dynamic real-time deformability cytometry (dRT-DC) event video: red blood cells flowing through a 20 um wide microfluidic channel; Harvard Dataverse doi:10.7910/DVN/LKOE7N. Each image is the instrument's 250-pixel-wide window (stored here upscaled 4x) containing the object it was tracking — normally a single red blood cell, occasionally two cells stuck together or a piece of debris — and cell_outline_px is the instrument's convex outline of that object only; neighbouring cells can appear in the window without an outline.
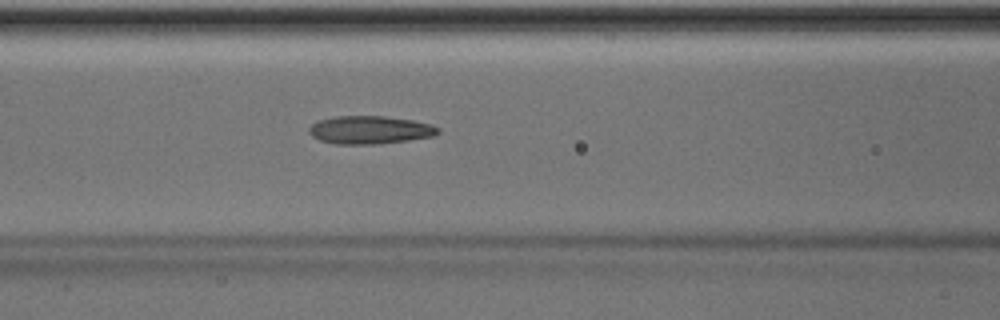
{"species": "Egyptian fruit bat (a non-hibernating species)", "species_latin": "Rousettus aegyptiacus", "temperature_condition": "room temperature", "stored_images_in_passage": 35, "camera_frame_rate_fps": 3000, "um_per_image_px": 0.085, "animal": {"sex": "male"}, "frame": {"image": 1, "passage_image": 6, "time_ms": 1.667, "image_size_px": [1000, 320], "cell_outline_px": [[440, 132], [432, 136], [408, 140], [380, 144], [336, 144], [320, 140], [312, 136], [308, 132], [308, 128], [316, 120], [336, 116], [384, 116], [412, 120], [432, 124], [440, 128]], "centroid_in_image_um": [31.42, 11.04], "position_along_channel_um": 135.2, "area_um2": 21.21}}
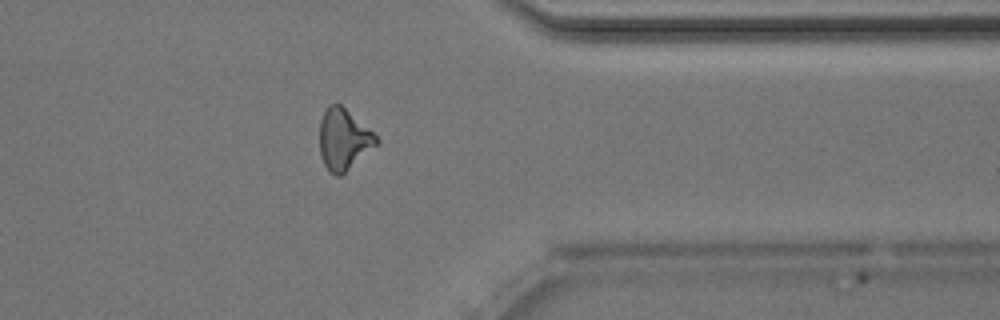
{"frame": {"image": 2, "passage_image": 25, "time_ms": 8.0, "image_size_px": [1000, 320], "cell_outline_px": [[380, 140], [376, 144], [340, 176], [336, 176], [328, 172], [320, 156], [320, 120], [328, 104], [336, 100], [368, 128]], "centroid_in_image_um": [29.16, 11.81], "position_along_channel_um": 382.2, "area_um2": 20.0}, "authors_computed_cell_mechanics": {"area_um2": 20.2878, "velocity_mm_per_s": 4.0513, "shape_relaxation_time_tau1_ms": 10.3865, "shape_relaxation_time_tau2_ms": 2.8337, "deformation_change_tau1": 0.2211, "deformation_change_tau2": 0.1251}}